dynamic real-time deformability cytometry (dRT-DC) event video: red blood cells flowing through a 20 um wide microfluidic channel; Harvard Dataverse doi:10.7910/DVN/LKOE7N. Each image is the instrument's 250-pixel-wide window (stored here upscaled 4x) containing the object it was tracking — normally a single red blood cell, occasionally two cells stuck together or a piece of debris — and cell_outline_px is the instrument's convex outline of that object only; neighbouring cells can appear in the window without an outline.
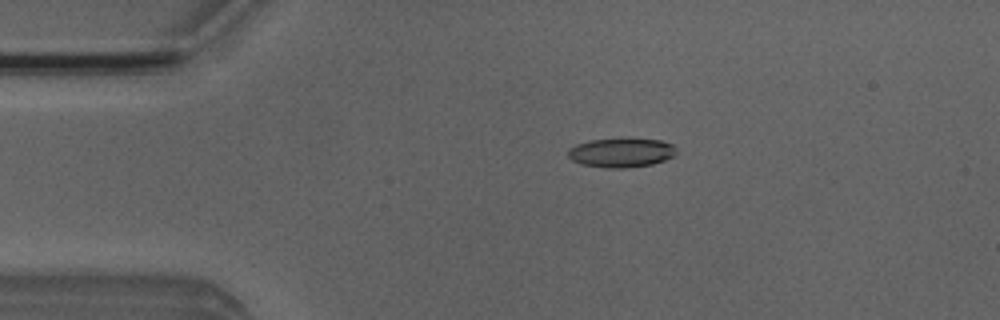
{"species": "Egyptian fruit bat (a non-hibernating species)", "species_latin": "Rousettus aegyptiacus", "temperature_condition": "room temperature", "stored_images_in_passage": 4, "camera_frame_rate_fps": 3000, "um_per_image_px": 0.085, "animal": {"sex": "male"}, "frame": {"image": 1, "passage_image": 3, "time_ms": 2.333, "image_size_px": [1000, 320], "cell_outline_px": [[676, 156], [652, 164], [624, 168], [612, 168], [580, 164], [572, 160], [568, 156], [568, 148], [576, 144], [592, 140], [620, 136], [660, 140], [672, 144], [676, 148]], "centroid_in_image_um": [52.82, 12.93], "position_along_channel_um": 32.2, "area_um2": 19.02}}